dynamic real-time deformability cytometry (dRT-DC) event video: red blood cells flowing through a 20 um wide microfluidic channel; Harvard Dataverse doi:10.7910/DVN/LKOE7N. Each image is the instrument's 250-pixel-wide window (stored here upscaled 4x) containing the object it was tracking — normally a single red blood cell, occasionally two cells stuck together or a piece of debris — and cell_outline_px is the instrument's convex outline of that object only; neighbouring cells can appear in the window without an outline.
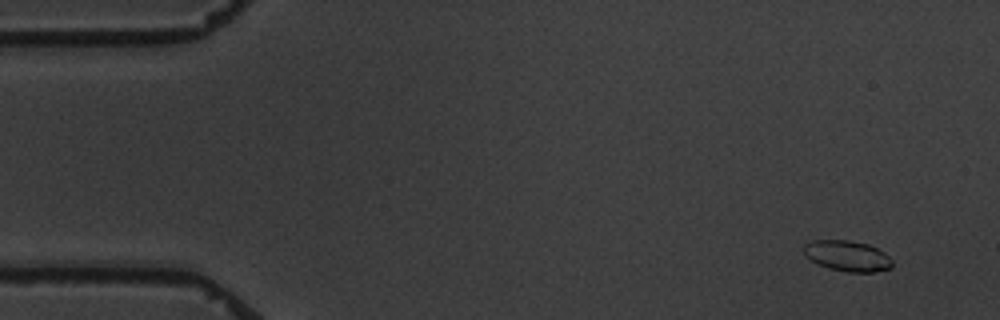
{"species": "common noctule bat (a hibernating species)", "species_latin": "Nyctalus noctula", "temperature_condition": "warm", "stored_images_in_passage": 2, "segment_of_instrument_passage": [2, 2], "camera_frame_rate_fps": 3000, "um_per_image_px": 0.085, "animal": {"sex": "male", "body_mass_g": 19.5, "forearm_length_mm": 54.6}, "frame": {"image": 1, "passage_image": 2, "time_ms": 2.0, "image_size_px": [1000, 320], "cell_outline_px": [[892, 268], [872, 272], [848, 272], [828, 268], [804, 256], [804, 244], [812, 240], [848, 240], [868, 244], [884, 252], [892, 260]], "centroid_in_image_um": [72.02, 21.75], "position_along_channel_um": 13.0, "area_um2": 15.78}}